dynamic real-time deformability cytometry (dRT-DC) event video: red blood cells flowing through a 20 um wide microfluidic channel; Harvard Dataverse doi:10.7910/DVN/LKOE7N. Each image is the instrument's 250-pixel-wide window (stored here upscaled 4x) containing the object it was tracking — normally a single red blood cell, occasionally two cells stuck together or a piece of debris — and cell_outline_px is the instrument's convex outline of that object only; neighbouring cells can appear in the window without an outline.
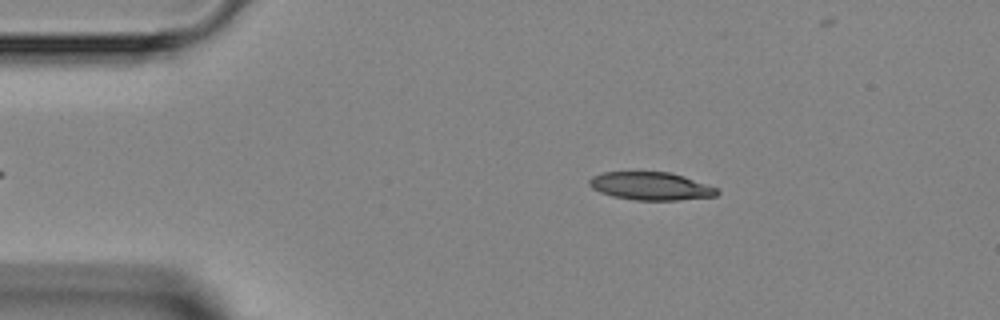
{"species": "Egyptian fruit bat (a non-hibernating species)", "species_latin": "Rousettus aegyptiacus", "temperature_condition": "room temperature", "stored_images_in_passage": 4, "camera_frame_rate_fps": 3000, "um_per_image_px": 0.085, "animal": {"sex": "female"}, "frame": {"image": 1, "passage_image": 1, "time_ms": 0.0, "image_size_px": [1000, 320], "cell_outline_px": [[720, 192], [716, 196], [676, 200], [636, 200], [612, 196], [600, 192], [592, 188], [588, 184], [588, 180], [592, 176], [604, 172], [668, 172], [684, 176], [716, 188]], "centroid_in_image_um": [55.29, 15.82], "position_along_channel_um": 29.7, "area_um2": 20.69}}
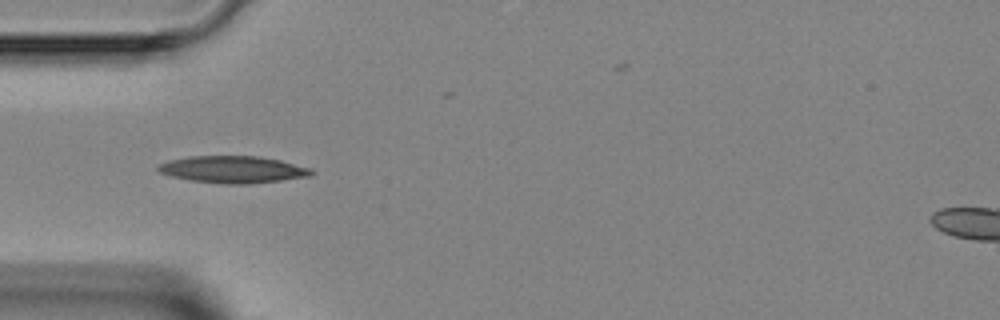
{"frame": {"image": 2, "passage_image": 3, "time_ms": 2.0, "image_size_px": [1000, 320], "cell_outline_px": [[316, 172], [312, 176], [248, 184], [224, 184], [188, 180], [172, 176], [160, 172], [156, 168], [156, 164], [168, 160], [188, 156], [260, 156], [280, 160], [312, 168]], "centroid_in_image_um": [19.8, 14.4], "position_along_channel_um": 65.2, "area_um2": 24.39}}